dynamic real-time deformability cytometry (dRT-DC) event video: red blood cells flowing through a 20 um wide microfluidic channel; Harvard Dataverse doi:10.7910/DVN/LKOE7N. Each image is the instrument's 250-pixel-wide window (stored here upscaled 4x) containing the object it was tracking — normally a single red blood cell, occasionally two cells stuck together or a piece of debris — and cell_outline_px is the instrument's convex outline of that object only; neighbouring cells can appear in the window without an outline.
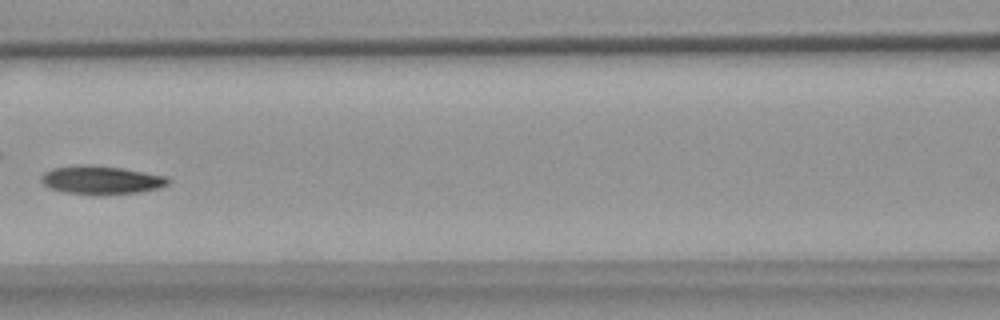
{"species": "common noctule bat (a hibernating species)", "species_latin": "Nyctalus noctula", "temperature_condition": "warm", "stored_images_in_passage": 8, "camera_frame_rate_fps": 3000, "um_per_image_px": 0.085, "animal": {"sex": "female", "body_mass_g": 18.4}, "frame": {"image": 1, "passage_image": 6, "time_ms": 6.0, "image_size_px": [1000, 320], "cell_outline_px": [[172, 180], [168, 184], [160, 188], [140, 192], [104, 196], [92, 196], [64, 192], [52, 188], [44, 184], [40, 180], [40, 176], [44, 172], [52, 168], [88, 164], [124, 168], [168, 176]], "centroid_in_image_um": [8.65, 15.32], "position_along_channel_um": 157.9, "area_um2": 21.62}}
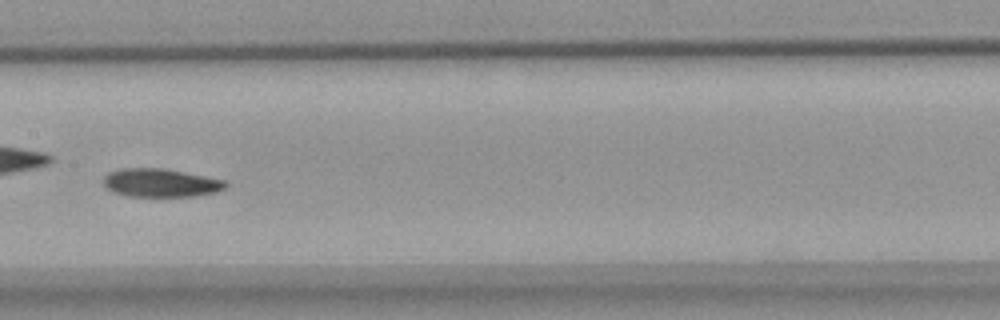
{"frame": {"image": 2, "passage_image": 7, "time_ms": 7.0, "image_size_px": [1000, 320], "cell_outline_px": [[228, 184], [224, 188], [216, 192], [192, 196], [128, 196], [112, 192], [104, 184], [104, 176], [108, 172], [120, 168], [164, 168], [224, 180]], "centroid_in_image_um": [13.62, 15.53], "position_along_channel_um": 193.8, "area_um2": 20.06}}
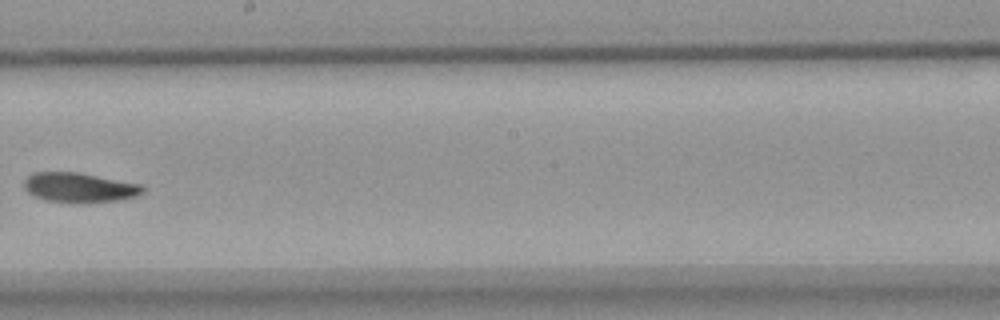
{"frame": {"image": 3, "passage_image": 8, "time_ms": 8.333, "image_size_px": [1000, 320], "cell_outline_px": [[144, 192], [136, 196], [116, 200], [80, 204], [76, 204], [44, 200], [32, 196], [24, 188], [24, 180], [32, 172], [80, 172], [140, 184], [144, 188]], "centroid_in_image_um": [6.7, 15.95], "position_along_channel_um": 241.5, "area_um2": 20.87}}